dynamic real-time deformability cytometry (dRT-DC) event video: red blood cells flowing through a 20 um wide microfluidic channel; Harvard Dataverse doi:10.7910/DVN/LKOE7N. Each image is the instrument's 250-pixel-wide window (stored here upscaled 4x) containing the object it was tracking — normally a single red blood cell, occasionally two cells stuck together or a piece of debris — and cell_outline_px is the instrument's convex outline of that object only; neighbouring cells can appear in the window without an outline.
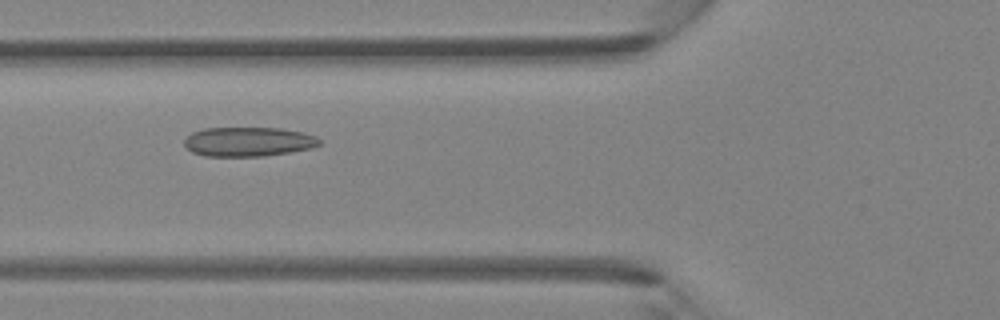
{"species": "Egyptian fruit bat (a non-hibernating species)", "species_latin": "Rousettus aegyptiacus", "temperature_condition": "room temperature", "stored_images_in_passage": 41, "camera_frame_rate_fps": 3000, "um_per_image_px": 0.085, "animal": {"sex": "female"}, "frame": {"image": 1, "passage_image": 13, "time_ms": 4.0, "image_size_px": [1000, 320], "cell_outline_px": [[320, 144], [312, 148], [264, 156], [204, 156], [192, 152], [184, 144], [184, 140], [192, 132], [204, 128], [280, 128], [304, 132], [316, 136], [320, 140]], "centroid_in_image_um": [21.11, 12.04], "position_along_channel_um": 104.7, "area_um2": 23.12}}
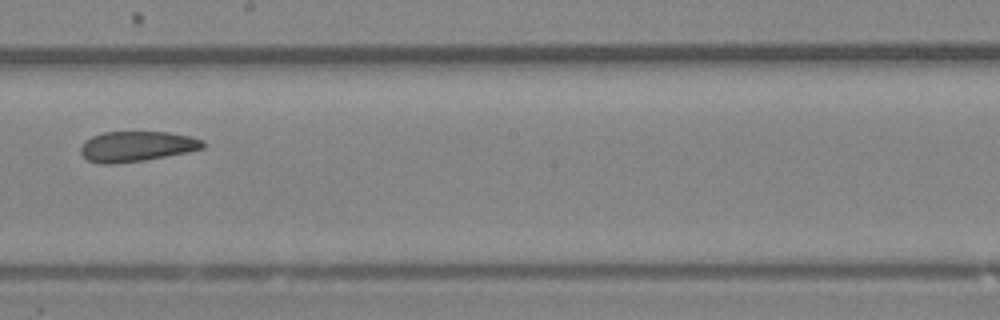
{"frame": {"image": 2, "passage_image": 22, "time_ms": 7.0, "image_size_px": [1000, 320], "cell_outline_px": [[204, 148], [188, 152], [144, 160], [112, 164], [100, 164], [88, 160], [80, 152], [80, 148], [92, 136], [104, 132], [168, 132], [192, 136], [204, 140]], "centroid_in_image_um": [11.65, 12.44], "position_along_channel_um": 236.5, "area_um2": 21.5}}
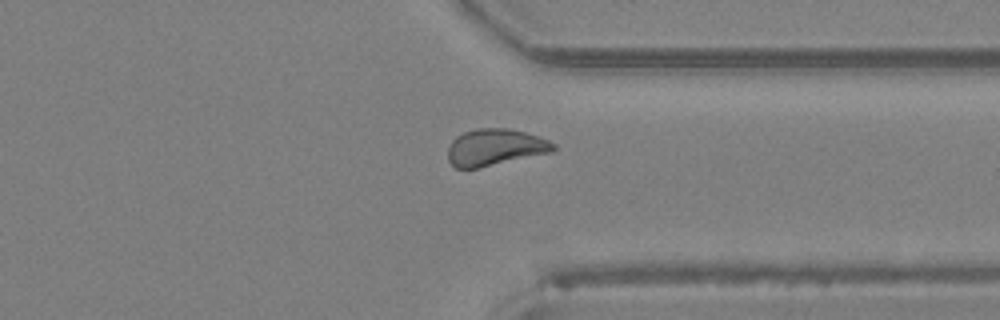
{"frame": {"image": 3, "passage_image": 31, "time_ms": 10.0, "image_size_px": [1000, 320], "cell_outline_px": [[556, 148], [552, 152], [476, 168], [456, 168], [448, 160], [448, 148], [452, 140], [456, 136], [464, 132], [476, 128], [508, 128], [524, 132], [548, 140], [556, 144]], "centroid_in_image_um": [42.06, 12.51], "position_along_channel_um": 369.3, "area_um2": 22.37}}